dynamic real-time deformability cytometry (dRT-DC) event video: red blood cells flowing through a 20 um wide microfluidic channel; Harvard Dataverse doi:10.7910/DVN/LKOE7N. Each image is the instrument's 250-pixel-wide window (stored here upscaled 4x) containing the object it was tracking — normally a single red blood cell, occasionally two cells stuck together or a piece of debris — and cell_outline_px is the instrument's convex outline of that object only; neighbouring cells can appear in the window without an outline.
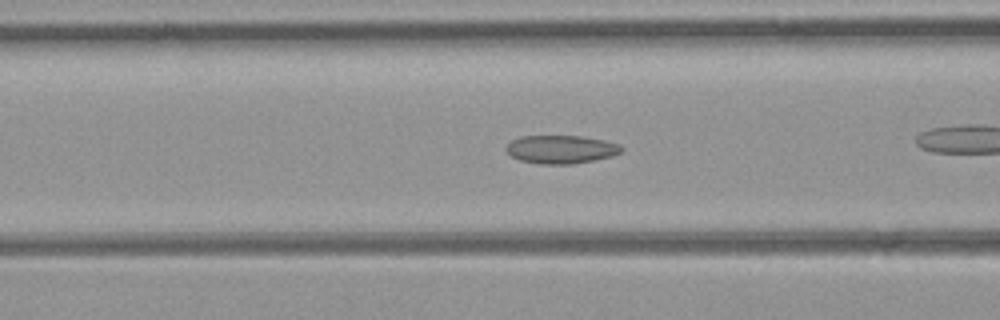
{"species": "common noctule bat (a hibernating species)", "species_latin": "Nyctalus noctula", "temperature_condition": "room temperature", "stored_images_in_passage": 34, "camera_frame_rate_fps": 3000, "um_per_image_px": 0.085, "animal": {"sex": "female", "body_mass_g": 21.9}, "frame": {"image": 1, "passage_image": 15, "time_ms": 4.667, "image_size_px": [1000, 320], "cell_outline_px": [[624, 148], [620, 152], [612, 156], [572, 164], [540, 164], [520, 160], [512, 156], [504, 148], [512, 140], [520, 136], [580, 136], [604, 140], [620, 144]], "centroid_in_image_um": [47.68, 12.69], "position_along_channel_um": 118.9, "area_um2": 18.9}}
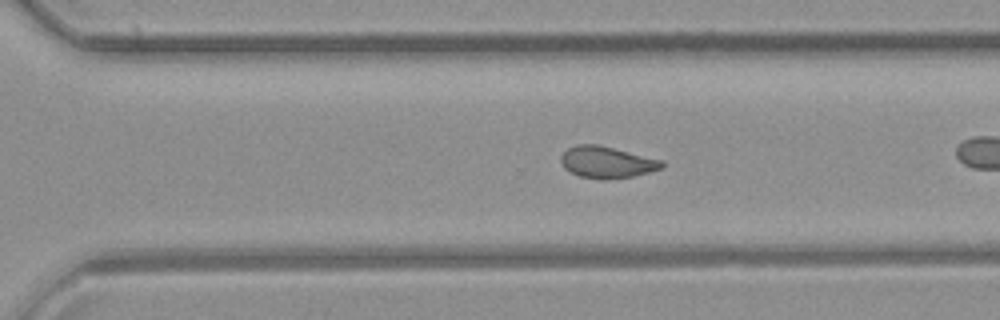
{"frame": {"image": 2, "passage_image": 29, "time_ms": 9.333, "image_size_px": [1000, 320], "cell_outline_px": [[664, 168], [632, 176], [580, 176], [564, 168], [560, 160], [560, 156], [568, 148], [576, 144], [600, 144], [664, 160]], "centroid_in_image_um": [51.61, 13.72], "position_along_channel_um": 319.0, "area_um2": 18.03}}